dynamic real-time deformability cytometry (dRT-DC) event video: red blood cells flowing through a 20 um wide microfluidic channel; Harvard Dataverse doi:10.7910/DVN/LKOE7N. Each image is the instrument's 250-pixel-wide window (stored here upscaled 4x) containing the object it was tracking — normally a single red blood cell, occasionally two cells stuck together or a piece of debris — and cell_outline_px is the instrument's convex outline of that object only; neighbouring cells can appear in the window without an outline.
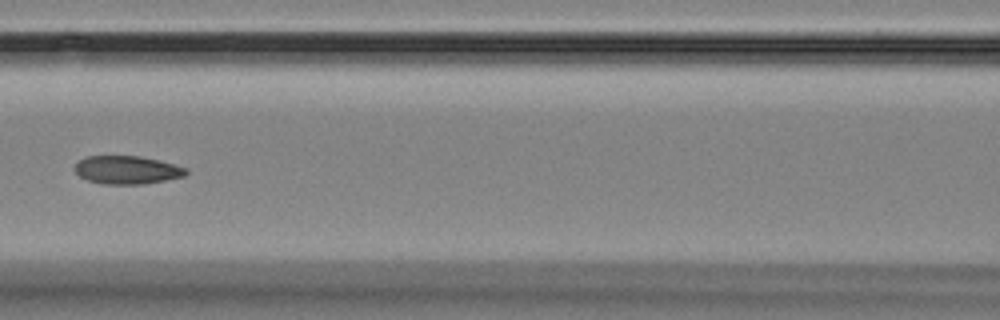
{"species": "Egyptian fruit bat (a non-hibernating species)", "species_latin": "Rousettus aegyptiacus", "temperature_condition": "room temperature", "stored_images_in_passage": 6, "camera_frame_rate_fps": 3000, "um_per_image_px": 0.085, "animal": {"sex": "female"}, "frame": {"image": 1, "passage_image": 6, "time_ms": 7.0, "image_size_px": [1000, 320], "cell_outline_px": [[188, 172], [184, 176], [144, 184], [104, 184], [88, 180], [80, 176], [72, 168], [80, 160], [88, 156], [140, 156], [188, 168]], "centroid_in_image_um": [10.78, 14.45], "position_along_channel_um": 155.8, "area_um2": 18.09}}